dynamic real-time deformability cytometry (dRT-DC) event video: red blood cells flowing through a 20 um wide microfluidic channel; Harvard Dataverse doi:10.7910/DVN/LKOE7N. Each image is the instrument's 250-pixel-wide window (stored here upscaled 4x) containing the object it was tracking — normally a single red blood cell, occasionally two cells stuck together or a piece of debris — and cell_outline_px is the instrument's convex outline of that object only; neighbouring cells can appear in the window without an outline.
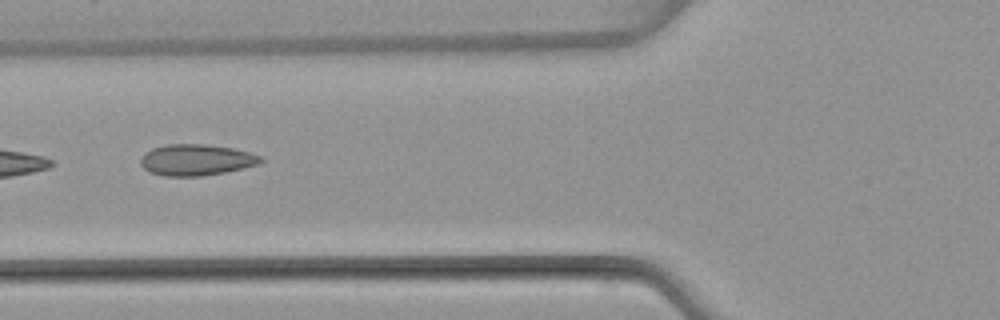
{"species": "common noctule bat (a hibernating species)", "species_latin": "Nyctalus noctula", "temperature_condition": "warm", "stored_images_in_passage": 5, "camera_frame_rate_fps": 3000, "um_per_image_px": 0.085, "animal": {"sex": "female", "body_mass_g": 22.7, "forearm_length_mm": 54.2}, "frame": {"image": 1, "passage_image": 5, "time_ms": 5.0, "image_size_px": [1000, 320], "cell_outline_px": [[264, 160], [260, 164], [244, 168], [224, 172], [200, 176], [164, 176], [152, 172], [144, 168], [140, 164], [140, 160], [144, 152], [152, 148], [168, 144], [208, 144], [232, 148], [248, 152], [260, 156]], "centroid_in_image_um": [16.68, 13.58], "position_along_channel_um": 109.1, "area_um2": 21.85}}